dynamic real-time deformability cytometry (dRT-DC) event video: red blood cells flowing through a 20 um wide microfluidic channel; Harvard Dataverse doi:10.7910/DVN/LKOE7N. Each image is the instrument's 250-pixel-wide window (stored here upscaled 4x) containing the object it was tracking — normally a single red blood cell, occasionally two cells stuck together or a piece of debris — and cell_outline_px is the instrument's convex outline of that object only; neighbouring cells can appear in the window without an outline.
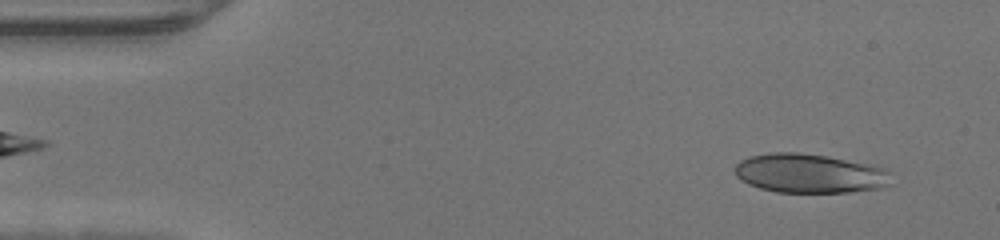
{"species": "human", "species_latin": "Homo sapiens", "temperature_condition": "warm", "stored_images_in_passage": 45, "camera_frame_rate_fps": 3000, "um_per_image_px": 0.085, "donor": {"sex": "male"}, "frame": {"image": 1, "passage_image": 3, "time_ms": 0.667, "image_size_px": [1000, 240], "cell_outline_px": [[896, 184], [880, 188], [848, 192], [776, 192], [760, 188], [748, 184], [740, 180], [736, 176], [736, 164], [740, 160], [752, 156], [772, 152], [796, 152], [828, 156], [872, 164], [888, 168]], "centroid_in_image_um": [68.92, 14.74], "position_along_channel_um": 16.1, "area_um2": 36.24}}
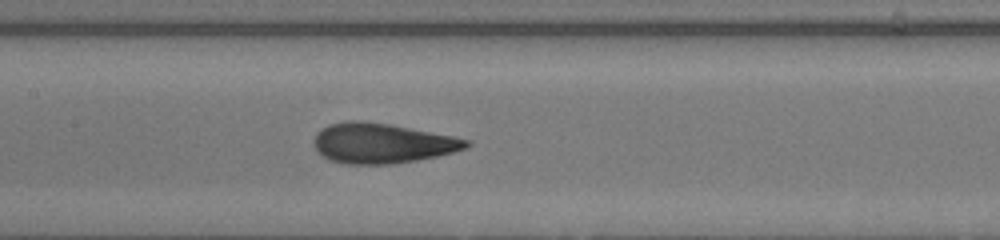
{"frame": {"image": 2, "passage_image": 21, "time_ms": 6.667, "image_size_px": [1000, 240], "cell_outline_px": [[472, 144], [468, 148], [436, 156], [416, 160], [392, 164], [348, 164], [332, 160], [316, 152], [312, 140], [316, 132], [320, 128], [328, 124], [344, 120], [364, 120], [392, 124], [472, 140]], "centroid_in_image_um": [32.44, 12.15], "position_along_channel_um": 175.0, "area_um2": 36.01}}
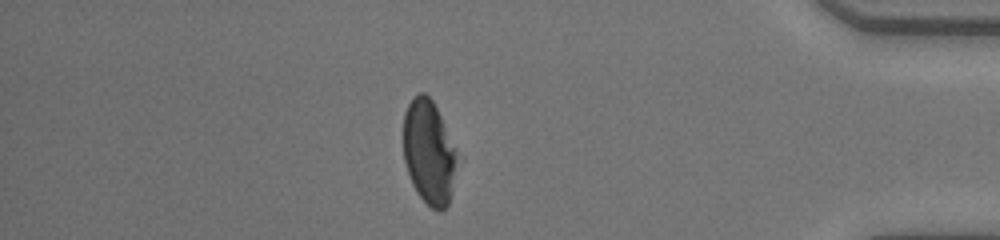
{"frame": {"image": 3, "passage_image": 39, "time_ms": 12.667, "image_size_px": [1000, 240], "cell_outline_px": [[464, 156], [448, 204], [444, 208], [432, 208], [416, 192], [412, 184], [404, 160], [404, 112], [408, 104], [420, 92], [424, 92], [432, 100]], "centroid_in_image_um": [36.57, 12.94], "position_along_channel_um": 398.6, "area_um2": 33.87}}